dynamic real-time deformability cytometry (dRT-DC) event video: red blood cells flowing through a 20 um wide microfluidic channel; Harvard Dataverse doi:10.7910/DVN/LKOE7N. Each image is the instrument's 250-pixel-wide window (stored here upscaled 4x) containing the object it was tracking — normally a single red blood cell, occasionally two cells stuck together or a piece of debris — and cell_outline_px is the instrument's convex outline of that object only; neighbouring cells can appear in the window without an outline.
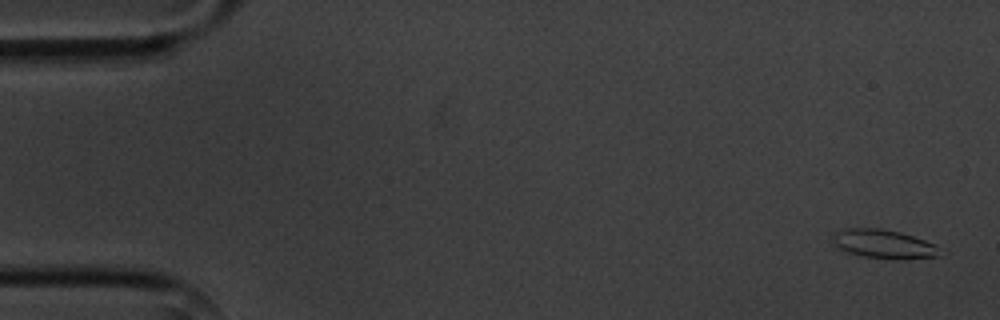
{"species": "common noctule bat (a hibernating species)", "species_latin": "Nyctalus noctula", "temperature_condition": "cold", "stored_images_in_passage": 5, "camera_frame_rate_fps": 3000, "um_per_image_px": 0.085, "animal": {"sex": "male", "body_mass_g": 20.1, "forearm_length_mm": 53.5}, "frame": {"image": 1, "passage_image": 1, "time_ms": 0.0, "image_size_px": [1000, 320], "cell_outline_px": [[940, 256], [896, 260], [892, 260], [864, 256], [848, 252], [832, 244], [832, 236], [836, 232], [844, 228], [880, 228], [900, 232], [924, 240], [932, 244], [940, 252]], "centroid_in_image_um": [75.06, 20.74], "position_along_channel_um": 9.9, "area_um2": 17.92}}
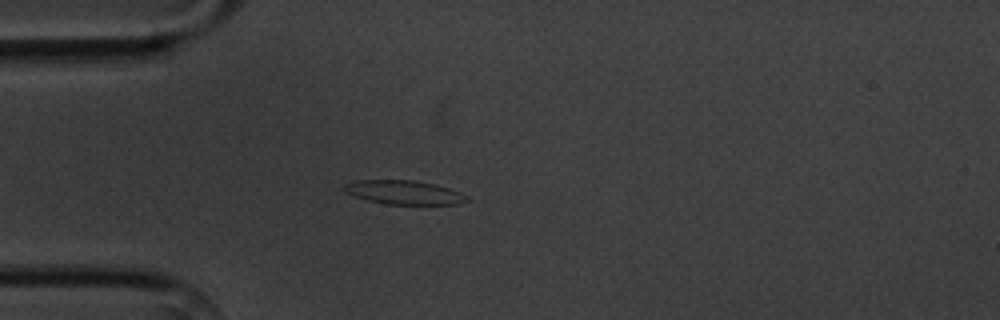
{"frame": {"image": 2, "passage_image": 5, "time_ms": 4.333, "image_size_px": [1000, 320], "cell_outline_px": [[472, 200], [456, 204], [384, 204], [368, 200], [344, 192], [340, 188], [344, 184], [356, 180], [416, 180], [436, 184], [460, 192], [468, 196]], "centroid_in_image_um": [34.34, 16.35], "position_along_channel_um": 50.7, "area_um2": 17.28}}